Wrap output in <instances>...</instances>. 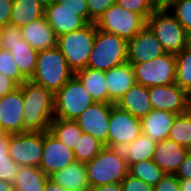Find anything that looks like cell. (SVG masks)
I'll use <instances>...</instances> for the list:
<instances>
[{"mask_svg": "<svg viewBox=\"0 0 191 191\" xmlns=\"http://www.w3.org/2000/svg\"><path fill=\"white\" fill-rule=\"evenodd\" d=\"M175 83L191 96V48L186 47L175 54Z\"/></svg>", "mask_w": 191, "mask_h": 191, "instance_id": "obj_32", "label": "cell"}, {"mask_svg": "<svg viewBox=\"0 0 191 191\" xmlns=\"http://www.w3.org/2000/svg\"><path fill=\"white\" fill-rule=\"evenodd\" d=\"M173 1L176 0H165V7L167 8Z\"/></svg>", "mask_w": 191, "mask_h": 191, "instance_id": "obj_53", "label": "cell"}, {"mask_svg": "<svg viewBox=\"0 0 191 191\" xmlns=\"http://www.w3.org/2000/svg\"><path fill=\"white\" fill-rule=\"evenodd\" d=\"M116 105L138 119H142L147 113L153 110L148 93V87L138 83L134 84L121 97Z\"/></svg>", "mask_w": 191, "mask_h": 191, "instance_id": "obj_23", "label": "cell"}, {"mask_svg": "<svg viewBox=\"0 0 191 191\" xmlns=\"http://www.w3.org/2000/svg\"><path fill=\"white\" fill-rule=\"evenodd\" d=\"M115 3L123 9L141 15L145 20L158 8L152 0H115Z\"/></svg>", "mask_w": 191, "mask_h": 191, "instance_id": "obj_37", "label": "cell"}, {"mask_svg": "<svg viewBox=\"0 0 191 191\" xmlns=\"http://www.w3.org/2000/svg\"><path fill=\"white\" fill-rule=\"evenodd\" d=\"M23 39L37 52L58 46V35L45 17L20 28Z\"/></svg>", "mask_w": 191, "mask_h": 191, "instance_id": "obj_17", "label": "cell"}, {"mask_svg": "<svg viewBox=\"0 0 191 191\" xmlns=\"http://www.w3.org/2000/svg\"><path fill=\"white\" fill-rule=\"evenodd\" d=\"M127 40L96 28L87 68L108 71L127 62Z\"/></svg>", "mask_w": 191, "mask_h": 191, "instance_id": "obj_6", "label": "cell"}, {"mask_svg": "<svg viewBox=\"0 0 191 191\" xmlns=\"http://www.w3.org/2000/svg\"><path fill=\"white\" fill-rule=\"evenodd\" d=\"M153 191H181L179 178L175 174H165L153 187Z\"/></svg>", "mask_w": 191, "mask_h": 191, "instance_id": "obj_42", "label": "cell"}, {"mask_svg": "<svg viewBox=\"0 0 191 191\" xmlns=\"http://www.w3.org/2000/svg\"><path fill=\"white\" fill-rule=\"evenodd\" d=\"M141 133V119L113 104L109 121L108 147L122 150Z\"/></svg>", "mask_w": 191, "mask_h": 191, "instance_id": "obj_10", "label": "cell"}, {"mask_svg": "<svg viewBox=\"0 0 191 191\" xmlns=\"http://www.w3.org/2000/svg\"><path fill=\"white\" fill-rule=\"evenodd\" d=\"M44 17L58 36L84 27L87 22L78 11H69L56 1L45 8Z\"/></svg>", "mask_w": 191, "mask_h": 191, "instance_id": "obj_19", "label": "cell"}, {"mask_svg": "<svg viewBox=\"0 0 191 191\" xmlns=\"http://www.w3.org/2000/svg\"><path fill=\"white\" fill-rule=\"evenodd\" d=\"M167 9L175 16L176 20L189 33L191 31V0L173 1Z\"/></svg>", "mask_w": 191, "mask_h": 191, "instance_id": "obj_36", "label": "cell"}, {"mask_svg": "<svg viewBox=\"0 0 191 191\" xmlns=\"http://www.w3.org/2000/svg\"><path fill=\"white\" fill-rule=\"evenodd\" d=\"M24 132H45L54 119V94L26 80L22 84Z\"/></svg>", "mask_w": 191, "mask_h": 191, "instance_id": "obj_1", "label": "cell"}, {"mask_svg": "<svg viewBox=\"0 0 191 191\" xmlns=\"http://www.w3.org/2000/svg\"><path fill=\"white\" fill-rule=\"evenodd\" d=\"M44 191H67V190H65L62 186H60L58 183H55L48 177L45 183Z\"/></svg>", "mask_w": 191, "mask_h": 191, "instance_id": "obj_47", "label": "cell"}, {"mask_svg": "<svg viewBox=\"0 0 191 191\" xmlns=\"http://www.w3.org/2000/svg\"><path fill=\"white\" fill-rule=\"evenodd\" d=\"M0 191H14L12 183L0 180Z\"/></svg>", "mask_w": 191, "mask_h": 191, "instance_id": "obj_49", "label": "cell"}, {"mask_svg": "<svg viewBox=\"0 0 191 191\" xmlns=\"http://www.w3.org/2000/svg\"><path fill=\"white\" fill-rule=\"evenodd\" d=\"M18 87L19 86L11 78L0 73V98Z\"/></svg>", "mask_w": 191, "mask_h": 191, "instance_id": "obj_45", "label": "cell"}, {"mask_svg": "<svg viewBox=\"0 0 191 191\" xmlns=\"http://www.w3.org/2000/svg\"><path fill=\"white\" fill-rule=\"evenodd\" d=\"M95 25L99 30L128 41L146 26V20L141 15L114 3L100 16Z\"/></svg>", "mask_w": 191, "mask_h": 191, "instance_id": "obj_8", "label": "cell"}, {"mask_svg": "<svg viewBox=\"0 0 191 191\" xmlns=\"http://www.w3.org/2000/svg\"><path fill=\"white\" fill-rule=\"evenodd\" d=\"M95 38V22H88L80 29L58 36L57 47L73 73L87 68Z\"/></svg>", "mask_w": 191, "mask_h": 191, "instance_id": "obj_4", "label": "cell"}, {"mask_svg": "<svg viewBox=\"0 0 191 191\" xmlns=\"http://www.w3.org/2000/svg\"><path fill=\"white\" fill-rule=\"evenodd\" d=\"M168 139L186 148L191 142V108L177 114L170 128Z\"/></svg>", "mask_w": 191, "mask_h": 191, "instance_id": "obj_34", "label": "cell"}, {"mask_svg": "<svg viewBox=\"0 0 191 191\" xmlns=\"http://www.w3.org/2000/svg\"><path fill=\"white\" fill-rule=\"evenodd\" d=\"M75 161L73 150L58 140L49 130L43 132L42 160L39 168L48 177Z\"/></svg>", "mask_w": 191, "mask_h": 191, "instance_id": "obj_14", "label": "cell"}, {"mask_svg": "<svg viewBox=\"0 0 191 191\" xmlns=\"http://www.w3.org/2000/svg\"><path fill=\"white\" fill-rule=\"evenodd\" d=\"M181 191H191V178L179 179Z\"/></svg>", "mask_w": 191, "mask_h": 191, "instance_id": "obj_48", "label": "cell"}, {"mask_svg": "<svg viewBox=\"0 0 191 191\" xmlns=\"http://www.w3.org/2000/svg\"><path fill=\"white\" fill-rule=\"evenodd\" d=\"M0 34L2 46L4 44H15L17 42H21L23 39L21 29L10 23L6 26L0 27Z\"/></svg>", "mask_w": 191, "mask_h": 191, "instance_id": "obj_39", "label": "cell"}, {"mask_svg": "<svg viewBox=\"0 0 191 191\" xmlns=\"http://www.w3.org/2000/svg\"><path fill=\"white\" fill-rule=\"evenodd\" d=\"M49 131L63 144L74 149L82 129L75 120H64L61 118H54L49 126Z\"/></svg>", "mask_w": 191, "mask_h": 191, "instance_id": "obj_29", "label": "cell"}, {"mask_svg": "<svg viewBox=\"0 0 191 191\" xmlns=\"http://www.w3.org/2000/svg\"><path fill=\"white\" fill-rule=\"evenodd\" d=\"M176 116L163 110H151L141 119L142 134L156 142L167 139Z\"/></svg>", "mask_w": 191, "mask_h": 191, "instance_id": "obj_21", "label": "cell"}, {"mask_svg": "<svg viewBox=\"0 0 191 191\" xmlns=\"http://www.w3.org/2000/svg\"><path fill=\"white\" fill-rule=\"evenodd\" d=\"M165 52L178 53L188 47V32L166 8L158 7L146 20Z\"/></svg>", "mask_w": 191, "mask_h": 191, "instance_id": "obj_5", "label": "cell"}, {"mask_svg": "<svg viewBox=\"0 0 191 191\" xmlns=\"http://www.w3.org/2000/svg\"><path fill=\"white\" fill-rule=\"evenodd\" d=\"M123 191H153V186L128 174L121 182Z\"/></svg>", "mask_w": 191, "mask_h": 191, "instance_id": "obj_41", "label": "cell"}, {"mask_svg": "<svg viewBox=\"0 0 191 191\" xmlns=\"http://www.w3.org/2000/svg\"><path fill=\"white\" fill-rule=\"evenodd\" d=\"M115 0H87L88 22H96Z\"/></svg>", "mask_w": 191, "mask_h": 191, "instance_id": "obj_38", "label": "cell"}, {"mask_svg": "<svg viewBox=\"0 0 191 191\" xmlns=\"http://www.w3.org/2000/svg\"><path fill=\"white\" fill-rule=\"evenodd\" d=\"M158 7H165V0H152Z\"/></svg>", "mask_w": 191, "mask_h": 191, "instance_id": "obj_51", "label": "cell"}, {"mask_svg": "<svg viewBox=\"0 0 191 191\" xmlns=\"http://www.w3.org/2000/svg\"><path fill=\"white\" fill-rule=\"evenodd\" d=\"M175 176L179 179L191 178V153H187L184 161L180 164Z\"/></svg>", "mask_w": 191, "mask_h": 191, "instance_id": "obj_44", "label": "cell"}, {"mask_svg": "<svg viewBox=\"0 0 191 191\" xmlns=\"http://www.w3.org/2000/svg\"><path fill=\"white\" fill-rule=\"evenodd\" d=\"M47 179L39 167L20 166L13 182L14 191H44Z\"/></svg>", "mask_w": 191, "mask_h": 191, "instance_id": "obj_27", "label": "cell"}, {"mask_svg": "<svg viewBox=\"0 0 191 191\" xmlns=\"http://www.w3.org/2000/svg\"><path fill=\"white\" fill-rule=\"evenodd\" d=\"M95 101L73 75L67 83L54 94V118L75 120L84 110Z\"/></svg>", "mask_w": 191, "mask_h": 191, "instance_id": "obj_7", "label": "cell"}, {"mask_svg": "<svg viewBox=\"0 0 191 191\" xmlns=\"http://www.w3.org/2000/svg\"><path fill=\"white\" fill-rule=\"evenodd\" d=\"M89 191H123V189L121 183H112L96 187H90Z\"/></svg>", "mask_w": 191, "mask_h": 191, "instance_id": "obj_46", "label": "cell"}, {"mask_svg": "<svg viewBox=\"0 0 191 191\" xmlns=\"http://www.w3.org/2000/svg\"><path fill=\"white\" fill-rule=\"evenodd\" d=\"M188 47L191 48V31L188 33Z\"/></svg>", "mask_w": 191, "mask_h": 191, "instance_id": "obj_52", "label": "cell"}, {"mask_svg": "<svg viewBox=\"0 0 191 191\" xmlns=\"http://www.w3.org/2000/svg\"><path fill=\"white\" fill-rule=\"evenodd\" d=\"M95 102L108 103L105 71L85 68L74 73Z\"/></svg>", "mask_w": 191, "mask_h": 191, "instance_id": "obj_24", "label": "cell"}, {"mask_svg": "<svg viewBox=\"0 0 191 191\" xmlns=\"http://www.w3.org/2000/svg\"><path fill=\"white\" fill-rule=\"evenodd\" d=\"M22 85L0 98V131L10 135L24 132Z\"/></svg>", "mask_w": 191, "mask_h": 191, "instance_id": "obj_15", "label": "cell"}, {"mask_svg": "<svg viewBox=\"0 0 191 191\" xmlns=\"http://www.w3.org/2000/svg\"><path fill=\"white\" fill-rule=\"evenodd\" d=\"M127 47V63L130 64L148 62L166 53L147 25L127 41Z\"/></svg>", "mask_w": 191, "mask_h": 191, "instance_id": "obj_16", "label": "cell"}, {"mask_svg": "<svg viewBox=\"0 0 191 191\" xmlns=\"http://www.w3.org/2000/svg\"><path fill=\"white\" fill-rule=\"evenodd\" d=\"M2 48V45H1V34H0V49Z\"/></svg>", "mask_w": 191, "mask_h": 191, "instance_id": "obj_55", "label": "cell"}, {"mask_svg": "<svg viewBox=\"0 0 191 191\" xmlns=\"http://www.w3.org/2000/svg\"><path fill=\"white\" fill-rule=\"evenodd\" d=\"M156 145V141L151 140L148 136L141 133L131 143L122 149L128 167L131 164L140 162L142 160L153 159Z\"/></svg>", "mask_w": 191, "mask_h": 191, "instance_id": "obj_28", "label": "cell"}, {"mask_svg": "<svg viewBox=\"0 0 191 191\" xmlns=\"http://www.w3.org/2000/svg\"><path fill=\"white\" fill-rule=\"evenodd\" d=\"M148 93L154 110L182 114L191 108V96L176 83L148 87Z\"/></svg>", "mask_w": 191, "mask_h": 191, "instance_id": "obj_12", "label": "cell"}, {"mask_svg": "<svg viewBox=\"0 0 191 191\" xmlns=\"http://www.w3.org/2000/svg\"><path fill=\"white\" fill-rule=\"evenodd\" d=\"M12 5V0H0V27L9 24Z\"/></svg>", "mask_w": 191, "mask_h": 191, "instance_id": "obj_43", "label": "cell"}, {"mask_svg": "<svg viewBox=\"0 0 191 191\" xmlns=\"http://www.w3.org/2000/svg\"><path fill=\"white\" fill-rule=\"evenodd\" d=\"M187 153L186 148L167 138L157 142L152 160L166 174H176Z\"/></svg>", "mask_w": 191, "mask_h": 191, "instance_id": "obj_20", "label": "cell"}, {"mask_svg": "<svg viewBox=\"0 0 191 191\" xmlns=\"http://www.w3.org/2000/svg\"><path fill=\"white\" fill-rule=\"evenodd\" d=\"M43 132L10 135L8 154L18 166L39 167L42 160Z\"/></svg>", "mask_w": 191, "mask_h": 191, "instance_id": "obj_11", "label": "cell"}, {"mask_svg": "<svg viewBox=\"0 0 191 191\" xmlns=\"http://www.w3.org/2000/svg\"><path fill=\"white\" fill-rule=\"evenodd\" d=\"M90 187L121 183L128 175V164L121 149L104 147L85 163Z\"/></svg>", "mask_w": 191, "mask_h": 191, "instance_id": "obj_3", "label": "cell"}, {"mask_svg": "<svg viewBox=\"0 0 191 191\" xmlns=\"http://www.w3.org/2000/svg\"><path fill=\"white\" fill-rule=\"evenodd\" d=\"M45 9L36 0L13 1L9 23L21 28L44 17Z\"/></svg>", "mask_w": 191, "mask_h": 191, "instance_id": "obj_26", "label": "cell"}, {"mask_svg": "<svg viewBox=\"0 0 191 191\" xmlns=\"http://www.w3.org/2000/svg\"><path fill=\"white\" fill-rule=\"evenodd\" d=\"M0 73L11 78L18 86L27 80L20 73L19 67L10 52L2 48L0 49Z\"/></svg>", "mask_w": 191, "mask_h": 191, "instance_id": "obj_35", "label": "cell"}, {"mask_svg": "<svg viewBox=\"0 0 191 191\" xmlns=\"http://www.w3.org/2000/svg\"><path fill=\"white\" fill-rule=\"evenodd\" d=\"M136 83L145 87L162 86L175 83L176 57L166 52L148 62L131 64Z\"/></svg>", "mask_w": 191, "mask_h": 191, "instance_id": "obj_9", "label": "cell"}, {"mask_svg": "<svg viewBox=\"0 0 191 191\" xmlns=\"http://www.w3.org/2000/svg\"><path fill=\"white\" fill-rule=\"evenodd\" d=\"M104 147L105 145L94 136L82 132L76 145H74L73 153L75 160L81 163H87Z\"/></svg>", "mask_w": 191, "mask_h": 191, "instance_id": "obj_31", "label": "cell"}, {"mask_svg": "<svg viewBox=\"0 0 191 191\" xmlns=\"http://www.w3.org/2000/svg\"><path fill=\"white\" fill-rule=\"evenodd\" d=\"M112 105L95 102L75 119L83 133L91 134L106 147H108V131Z\"/></svg>", "mask_w": 191, "mask_h": 191, "instance_id": "obj_13", "label": "cell"}, {"mask_svg": "<svg viewBox=\"0 0 191 191\" xmlns=\"http://www.w3.org/2000/svg\"><path fill=\"white\" fill-rule=\"evenodd\" d=\"M10 134L0 131V180L13 184L19 166L8 154Z\"/></svg>", "mask_w": 191, "mask_h": 191, "instance_id": "obj_33", "label": "cell"}, {"mask_svg": "<svg viewBox=\"0 0 191 191\" xmlns=\"http://www.w3.org/2000/svg\"><path fill=\"white\" fill-rule=\"evenodd\" d=\"M186 150H187L188 153H191V142L186 147Z\"/></svg>", "mask_w": 191, "mask_h": 191, "instance_id": "obj_54", "label": "cell"}, {"mask_svg": "<svg viewBox=\"0 0 191 191\" xmlns=\"http://www.w3.org/2000/svg\"><path fill=\"white\" fill-rule=\"evenodd\" d=\"M44 9L51 4H53L56 0H36Z\"/></svg>", "mask_w": 191, "mask_h": 191, "instance_id": "obj_50", "label": "cell"}, {"mask_svg": "<svg viewBox=\"0 0 191 191\" xmlns=\"http://www.w3.org/2000/svg\"><path fill=\"white\" fill-rule=\"evenodd\" d=\"M49 178L67 191H89L90 188L86 165L78 161L56 171Z\"/></svg>", "mask_w": 191, "mask_h": 191, "instance_id": "obj_22", "label": "cell"}, {"mask_svg": "<svg viewBox=\"0 0 191 191\" xmlns=\"http://www.w3.org/2000/svg\"><path fill=\"white\" fill-rule=\"evenodd\" d=\"M128 174L154 187L166 173L150 159L131 164Z\"/></svg>", "mask_w": 191, "mask_h": 191, "instance_id": "obj_30", "label": "cell"}, {"mask_svg": "<svg viewBox=\"0 0 191 191\" xmlns=\"http://www.w3.org/2000/svg\"><path fill=\"white\" fill-rule=\"evenodd\" d=\"M73 75L60 49L55 47L38 52L36 68L29 80L55 94Z\"/></svg>", "mask_w": 191, "mask_h": 191, "instance_id": "obj_2", "label": "cell"}, {"mask_svg": "<svg viewBox=\"0 0 191 191\" xmlns=\"http://www.w3.org/2000/svg\"><path fill=\"white\" fill-rule=\"evenodd\" d=\"M2 49L8 50L20 73L29 80L34 74L38 52L33 49L24 39L15 44H4Z\"/></svg>", "mask_w": 191, "mask_h": 191, "instance_id": "obj_25", "label": "cell"}, {"mask_svg": "<svg viewBox=\"0 0 191 191\" xmlns=\"http://www.w3.org/2000/svg\"><path fill=\"white\" fill-rule=\"evenodd\" d=\"M56 2L69 11H78V15L88 23L87 0H56Z\"/></svg>", "mask_w": 191, "mask_h": 191, "instance_id": "obj_40", "label": "cell"}, {"mask_svg": "<svg viewBox=\"0 0 191 191\" xmlns=\"http://www.w3.org/2000/svg\"><path fill=\"white\" fill-rule=\"evenodd\" d=\"M105 77L108 89V104H116L136 84L134 68L127 62L105 71Z\"/></svg>", "mask_w": 191, "mask_h": 191, "instance_id": "obj_18", "label": "cell"}]
</instances>
